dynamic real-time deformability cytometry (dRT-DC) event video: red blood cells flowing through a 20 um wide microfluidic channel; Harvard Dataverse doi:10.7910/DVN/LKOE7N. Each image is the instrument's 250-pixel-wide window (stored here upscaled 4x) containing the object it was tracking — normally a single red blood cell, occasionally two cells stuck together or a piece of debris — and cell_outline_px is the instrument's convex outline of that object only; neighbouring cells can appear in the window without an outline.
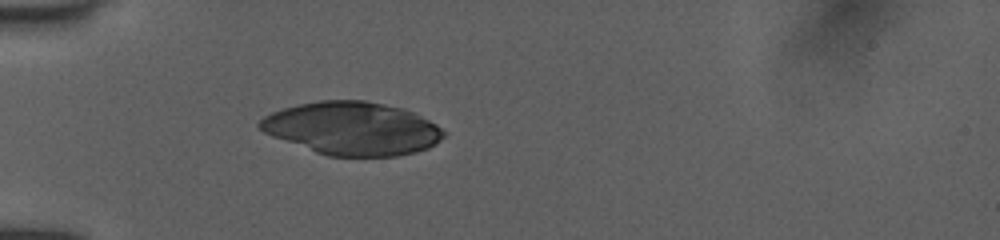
{"species": "human", "species_latin": "Homo sapiens", "temperature_condition": "room temperature", "stored_images_in_passage": 7, "camera_frame_rate_fps": 3000, "um_per_image_px": 0.085, "donor": {"sex": "female"}, "frame": {"image": 1, "passage_image": 1, "time_ms": 0.0, "image_size_px": [1000, 240], "cell_outline_px": [[448, 132], [436, 144], [428, 148], [416, 152], [396, 156], [328, 156], [316, 152], [272, 136], [264, 132], [256, 124], [264, 116], [272, 112], [296, 104], [320, 100], [364, 100], [404, 108], [436, 124]], "centroid_in_image_um": [29.96, 10.91], "position_along_channel_um": 55.0, "area_um2": 56.88}}